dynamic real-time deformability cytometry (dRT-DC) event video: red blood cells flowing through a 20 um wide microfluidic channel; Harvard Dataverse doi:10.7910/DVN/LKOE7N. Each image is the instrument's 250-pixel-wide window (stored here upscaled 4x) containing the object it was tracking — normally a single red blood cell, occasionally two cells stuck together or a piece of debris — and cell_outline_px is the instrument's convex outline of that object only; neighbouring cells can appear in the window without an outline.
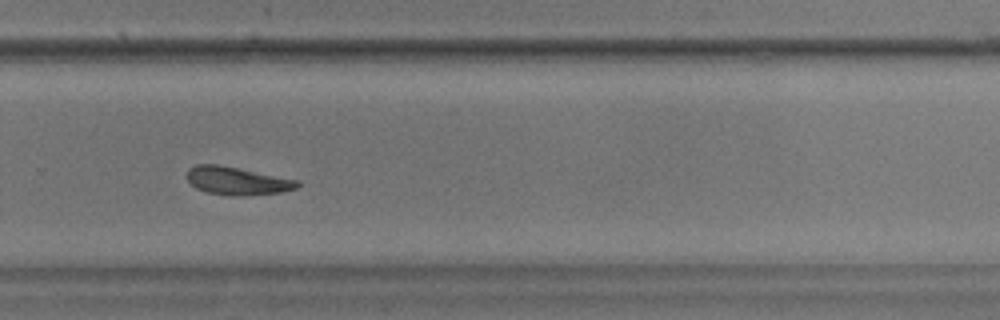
{"species": "common noctule bat (a hibernating species)", "species_latin": "Nyctalus noctula", "temperature_condition": "warm", "stored_images_in_passage": 45, "camera_frame_rate_fps": 3000, "um_per_image_px": 0.085, "animal": {"sex": "male", "body_mass_g": 17.9}, "frame": {"image": 1, "passage_image": 26, "time_ms": 8.333, "image_size_px": [1000, 320], "cell_outline_px": [[300, 184], [296, 188], [280, 192], [248, 196], [228, 196], [208, 192], [196, 188], [188, 180], [188, 168], [196, 164], [216, 164], [300, 180]], "centroid_in_image_um": [20.17, 15.38], "position_along_channel_um": 309.6, "area_um2": 17.98}, "authors_computed_cell_mechanics": {"area_um2": 18.6694, "velocity_mm_per_s": 3.5452, "shape_relaxation_time_tau1_ms": 3.6591, "shape_relaxation_time_tau2_ms": null, "deformation_change_tau1": 0.1073, "deformation_change_tau2": null}}